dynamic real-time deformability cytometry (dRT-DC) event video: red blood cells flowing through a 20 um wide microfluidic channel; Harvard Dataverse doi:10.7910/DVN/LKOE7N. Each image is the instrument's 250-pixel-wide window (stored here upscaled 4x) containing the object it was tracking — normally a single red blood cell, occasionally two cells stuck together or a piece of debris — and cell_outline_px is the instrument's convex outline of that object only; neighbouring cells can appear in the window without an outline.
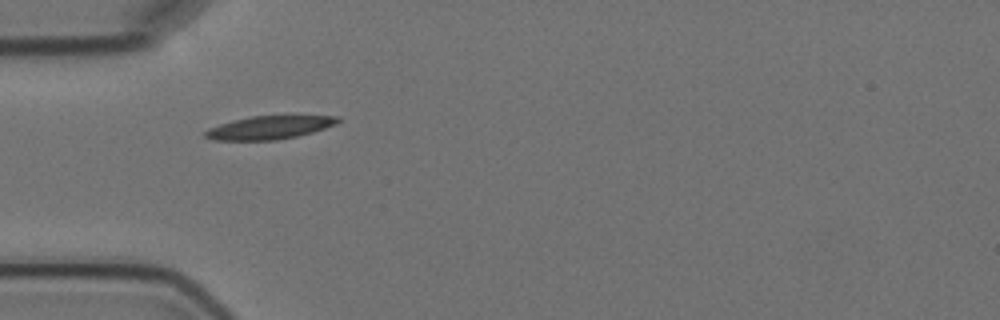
{"species": "Egyptian fruit bat (a non-hibernating species)", "species_latin": "Rousettus aegyptiacus", "temperature_condition": "cold", "stored_images_in_passage": 3, "camera_frame_rate_fps": 3000, "um_per_image_px": 0.085, "animal": {"sex": "female"}, "frame": {"image": 1, "passage_image": 1, "time_ms": 0.0, "image_size_px": [1000, 320], "cell_outline_px": [[340, 120], [336, 124], [312, 132], [296, 136], [276, 140], [212, 140], [204, 136], [204, 132], [208, 128], [220, 124], [252, 116], [340, 116]], "centroid_in_image_um": [22.88, 10.84], "position_along_channel_um": 62.1, "area_um2": 17.69}}
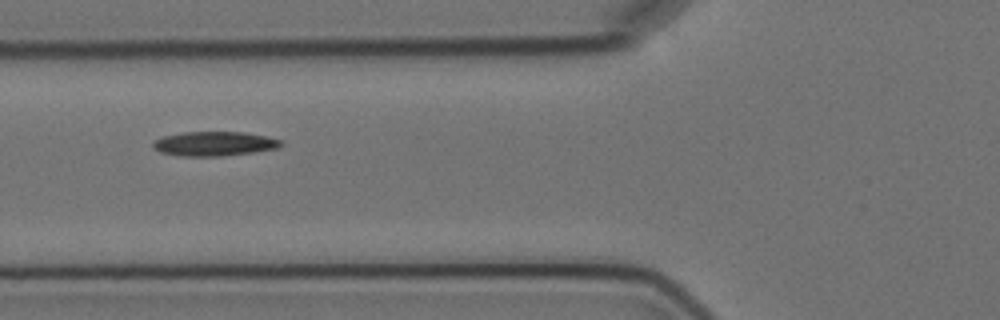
{"frame": {"image": 2, "passage_image": 2, "time_ms": 1.333, "image_size_px": [1000, 320], "cell_outline_px": [[284, 144], [276, 148], [252, 152], [220, 156], [176, 156], [160, 152], [152, 148], [152, 144], [156, 140], [164, 136], [184, 132], [244, 132], [264, 136], [280, 140]], "centroid_in_image_um": [18.16, 12.22], "position_along_channel_um": 107.6, "area_um2": 18.03}}
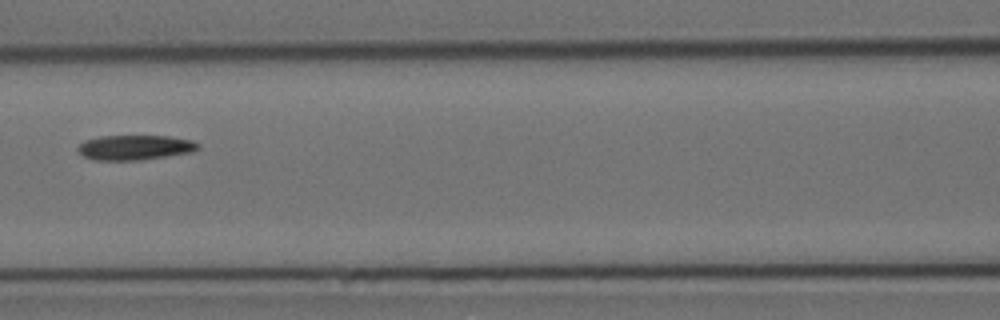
{"frame": {"image": 3, "passage_image": 3, "time_ms": 2.667, "image_size_px": [1000, 320], "cell_outline_px": [[200, 148], [192, 152], [140, 160], [92, 160], [84, 156], [76, 148], [84, 140], [100, 136], [168, 136], [192, 140], [200, 144]], "centroid_in_image_um": [11.47, 12.53], "position_along_channel_um": 155.1, "area_um2": 17.46}}